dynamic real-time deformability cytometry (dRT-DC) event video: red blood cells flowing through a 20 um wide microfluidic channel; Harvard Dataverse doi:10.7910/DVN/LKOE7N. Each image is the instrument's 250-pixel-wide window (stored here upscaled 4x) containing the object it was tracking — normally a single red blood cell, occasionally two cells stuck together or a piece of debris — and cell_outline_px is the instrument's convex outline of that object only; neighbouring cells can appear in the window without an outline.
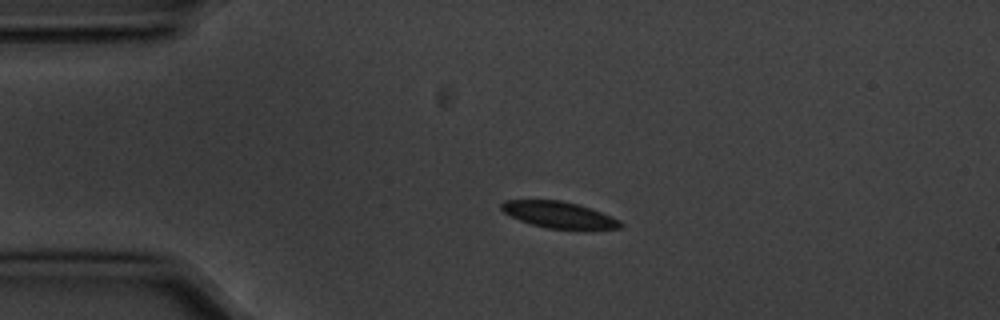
{"species": "common noctule bat (a hibernating species)", "species_latin": "Nyctalus noctula", "temperature_condition": "cold", "stored_images_in_passage": 4, "camera_frame_rate_fps": 3000, "um_per_image_px": 0.085, "animal": {"sex": "male", "body_mass_g": 20.1, "forearm_length_mm": 53.5}, "frame": {"image": 1, "passage_image": 3, "time_ms": 0.667, "image_size_px": [1000, 320], "cell_outline_px": [[624, 224], [620, 228], [592, 232], [584, 232], [548, 228], [532, 224], [520, 220], [504, 212], [500, 208], [500, 204], [504, 200], [560, 200], [580, 204], [592, 208], [620, 220]], "centroid_in_image_um": [47.63, 18.3], "position_along_channel_um": 37.4, "area_um2": 19.19}}